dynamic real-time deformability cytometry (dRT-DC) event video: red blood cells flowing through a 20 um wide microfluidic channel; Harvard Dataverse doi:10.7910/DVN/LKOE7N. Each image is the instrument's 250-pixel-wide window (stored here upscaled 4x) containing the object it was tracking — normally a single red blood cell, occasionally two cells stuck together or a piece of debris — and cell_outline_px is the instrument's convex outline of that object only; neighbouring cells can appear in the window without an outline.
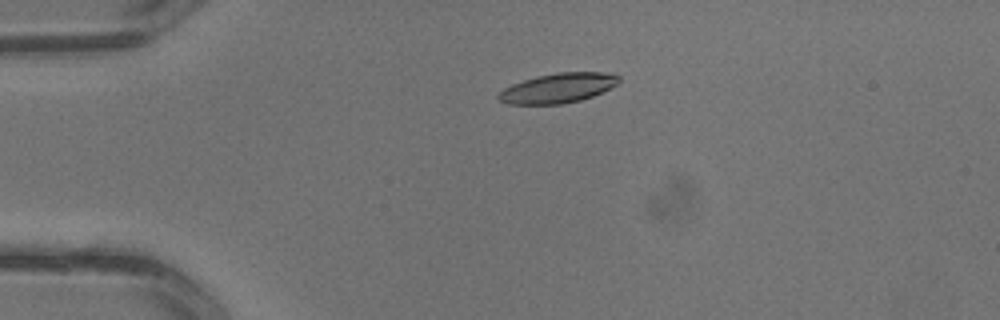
{"species": "common noctule bat (a hibernating species)", "species_latin": "Nyctalus noctula", "temperature_condition": "warm", "stored_images_in_passage": 3, "camera_frame_rate_fps": 3000, "um_per_image_px": 0.085, "animal": {"sex": "male", "body_mass_g": 13.3}, "frame": {"image": 1, "passage_image": 3, "time_ms": 0.667, "image_size_px": [1000, 320], "cell_outline_px": [[620, 80], [616, 84], [592, 96], [580, 100], [560, 104], [508, 104], [500, 100], [496, 96], [504, 88], [512, 84], [536, 76], [556, 72], [612, 72], [620, 76]], "centroid_in_image_um": [47.43, 7.47], "position_along_channel_um": 37.6, "area_um2": 20.75}}